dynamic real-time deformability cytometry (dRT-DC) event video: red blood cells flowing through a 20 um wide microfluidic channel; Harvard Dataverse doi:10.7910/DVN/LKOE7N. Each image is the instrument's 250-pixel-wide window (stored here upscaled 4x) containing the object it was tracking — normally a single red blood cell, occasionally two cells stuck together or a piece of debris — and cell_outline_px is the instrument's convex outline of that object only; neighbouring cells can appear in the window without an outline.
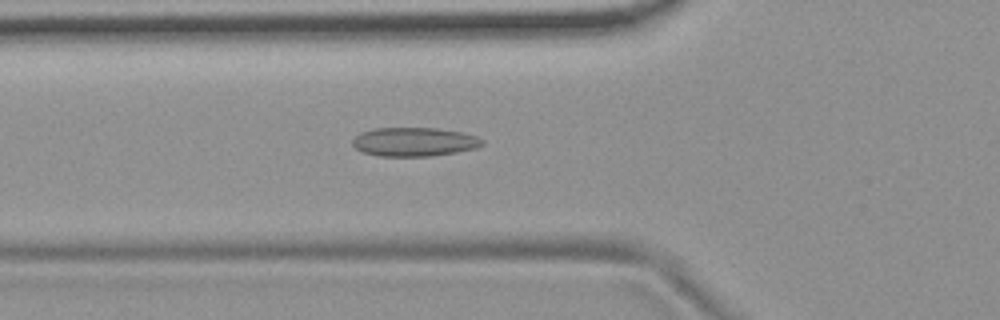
{"species": "common noctule bat (a hibernating species)", "species_latin": "Nyctalus noctula", "temperature_condition": "room temperature", "stored_images_in_passage": 45, "camera_frame_rate_fps": 3000, "um_per_image_px": 0.085, "animal": {"sex": "female", "body_mass_g": 19.9}, "frame": {"image": 1, "passage_image": 10, "time_ms": 3.0, "image_size_px": [1000, 320], "cell_outline_px": [[484, 144], [476, 148], [456, 152], [432, 156], [380, 156], [360, 152], [352, 144], [352, 140], [360, 132], [372, 128], [436, 128], [464, 132], [476, 136], [484, 140]], "centroid_in_image_um": [35.2, 12.05], "position_along_channel_um": 90.6, "area_um2": 22.02}}
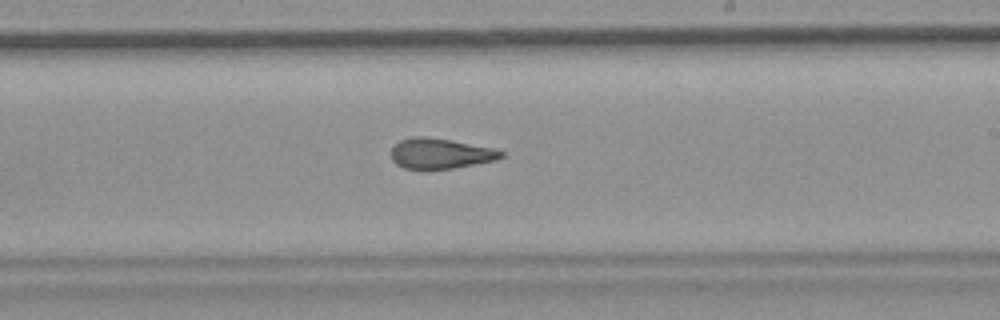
{"frame": {"image": 2, "passage_image": 23, "time_ms": 7.333, "image_size_px": [1000, 320], "cell_outline_px": [[504, 156], [496, 160], [476, 164], [432, 172], [424, 172], [404, 168], [396, 164], [392, 160], [392, 148], [400, 140], [412, 136], [424, 136], [452, 140], [496, 148], [504, 152]], "centroid_in_image_um": [37.43, 13.08], "position_along_channel_um": 251.6, "area_um2": 20.29}}
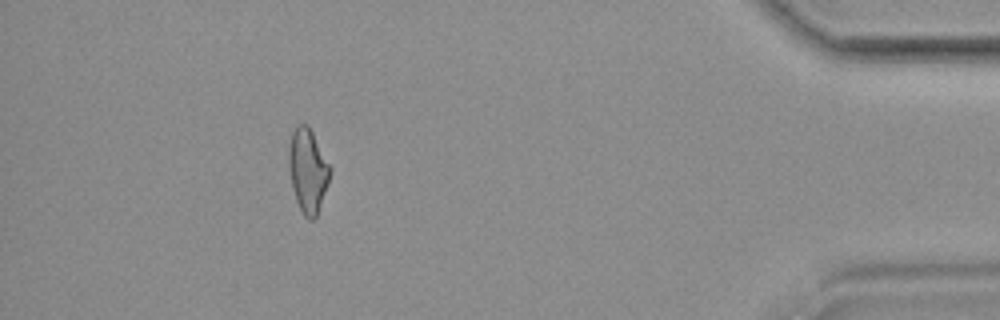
{"frame": {"image": 3, "passage_image": 40, "time_ms": 13.0, "image_size_px": [1000, 320], "cell_outline_px": [[332, 168], [328, 184], [316, 216], [312, 220], [308, 220], [304, 216], [296, 200], [292, 188], [288, 168], [288, 148], [292, 132], [300, 124], [308, 124]], "centroid_in_image_um": [26.16, 14.49], "position_along_channel_um": 409.0, "area_um2": 20.23}, "authors_computed_cell_mechanics": {"area_um2": 20.23, "velocity_mm_per_s": 3.7166, "shape_relaxation_time_tau1_ms": null, "shape_relaxation_time_tau2_ms": 2.7129, "deformation_change_tau1": null, "deformation_change_tau2": 0.0935}}